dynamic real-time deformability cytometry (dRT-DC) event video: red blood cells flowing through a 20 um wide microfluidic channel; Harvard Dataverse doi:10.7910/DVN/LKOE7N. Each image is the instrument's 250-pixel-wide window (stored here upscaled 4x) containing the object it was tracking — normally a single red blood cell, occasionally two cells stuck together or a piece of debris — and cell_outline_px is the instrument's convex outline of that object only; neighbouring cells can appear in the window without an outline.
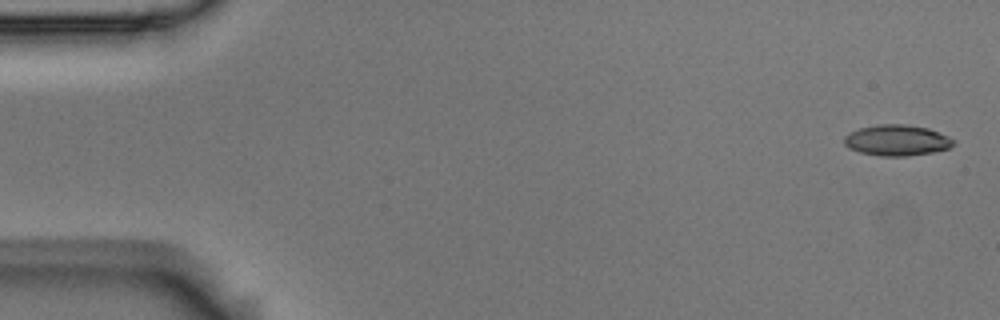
{"species": "Egyptian fruit bat (a non-hibernating species)", "species_latin": "Rousettus aegyptiacus", "temperature_condition": "room temperature", "stored_images_in_passage": 4, "camera_frame_rate_fps": 3000, "um_per_image_px": 0.085, "animal": {"sex": "male"}, "frame": {"image": 1, "passage_image": 1, "time_ms": 0.0, "image_size_px": [1000, 320], "cell_outline_px": [[956, 144], [948, 148], [932, 152], [908, 156], [880, 156], [860, 152], [848, 148], [844, 144], [844, 136], [848, 132], [860, 128], [876, 124], [904, 124], [928, 128], [948, 136], [956, 140]], "centroid_in_image_um": [76.22, 11.92], "position_along_channel_um": 8.8, "area_um2": 19.83}}
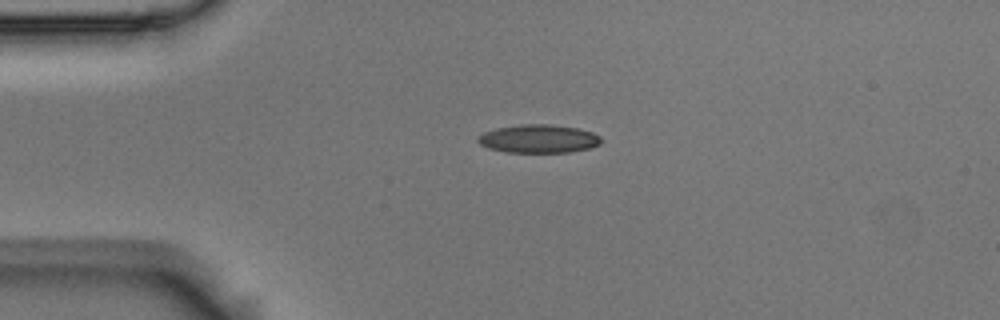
{"frame": {"image": 2, "passage_image": 4, "time_ms": 1.0, "image_size_px": [1000, 320], "cell_outline_px": [[600, 144], [588, 148], [568, 152], [508, 152], [488, 148], [480, 144], [476, 140], [476, 136], [484, 132], [496, 128], [520, 124], [548, 124], [576, 128], [592, 132], [600, 136]], "centroid_in_image_um": [45.73, 11.79], "position_along_channel_um": 39.3, "area_um2": 20.23}}